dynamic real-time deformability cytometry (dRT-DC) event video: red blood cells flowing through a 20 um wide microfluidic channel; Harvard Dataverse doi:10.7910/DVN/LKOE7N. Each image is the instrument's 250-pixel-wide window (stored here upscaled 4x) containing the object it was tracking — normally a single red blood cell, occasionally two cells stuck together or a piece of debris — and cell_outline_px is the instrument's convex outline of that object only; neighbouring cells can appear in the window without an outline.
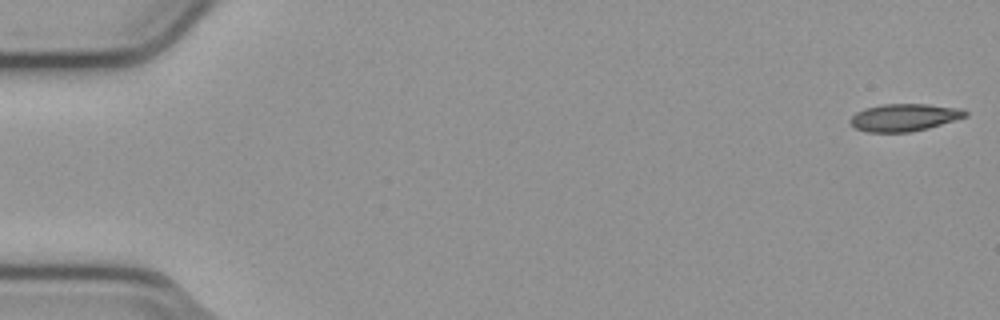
{"species": "common noctule bat (a hibernating species)", "species_latin": "Nyctalus noctula", "temperature_condition": "cold", "stored_images_in_passage": 54, "camera_frame_rate_fps": 3000, "um_per_image_px": 0.085, "animal": {"sex": "male", "body_mass_g": 23.1, "forearm_length_mm": 52.7}, "frame": {"image": 1, "passage_image": 1, "time_ms": 0.0, "image_size_px": [1000, 320], "cell_outline_px": [[968, 116], [928, 128], [908, 132], [868, 132], [856, 128], [848, 120], [856, 112], [864, 108], [884, 104], [928, 104], [960, 108], [968, 112]], "centroid_in_image_um": [76.86, 9.97], "position_along_channel_um": 8.1, "area_um2": 18.32}}
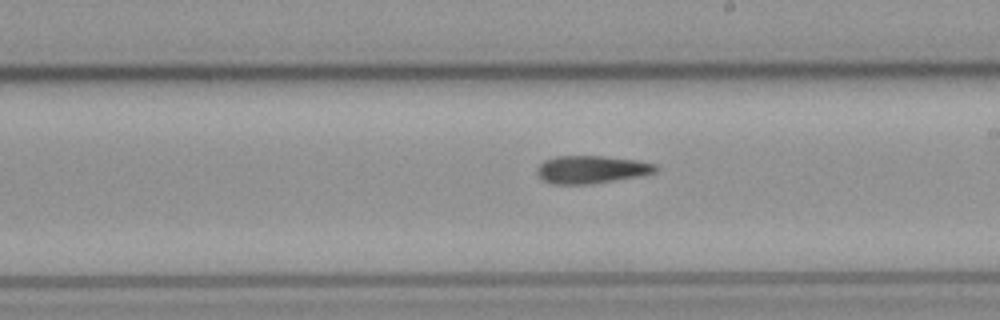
{"frame": {"image": 2, "passage_image": 31, "time_ms": 10.0, "image_size_px": [1000, 320], "cell_outline_px": [[660, 168], [656, 172], [640, 176], [592, 184], [552, 184], [544, 180], [536, 172], [536, 168], [544, 160], [556, 156], [604, 156], [636, 160], [656, 164]], "centroid_in_image_um": [50.29, 14.4], "position_along_channel_um": 238.7, "area_um2": 19.31}}
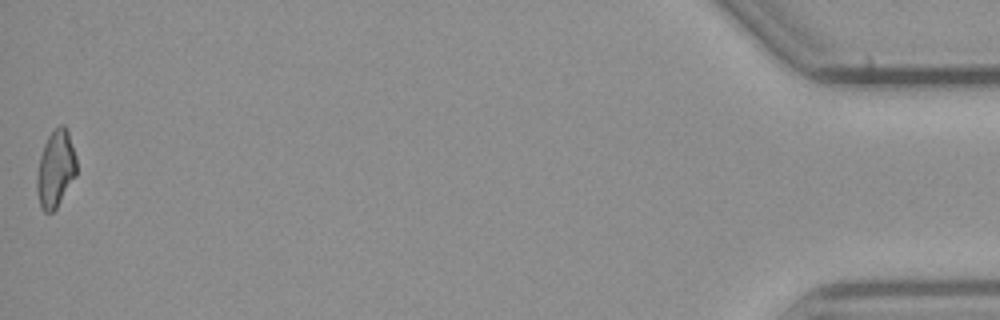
{"frame": {"image": 3, "passage_image": 54, "time_ms": 17.667, "image_size_px": [1000, 320], "cell_outline_px": [[76, 176], [56, 208], [52, 212], [44, 212], [40, 208], [36, 188], [36, 176], [40, 156], [44, 144], [48, 136], [60, 124], [64, 124], [68, 128], [76, 156]], "centroid_in_image_um": [4.73, 14.34], "position_along_channel_um": 430.5, "area_um2": 17.98}}